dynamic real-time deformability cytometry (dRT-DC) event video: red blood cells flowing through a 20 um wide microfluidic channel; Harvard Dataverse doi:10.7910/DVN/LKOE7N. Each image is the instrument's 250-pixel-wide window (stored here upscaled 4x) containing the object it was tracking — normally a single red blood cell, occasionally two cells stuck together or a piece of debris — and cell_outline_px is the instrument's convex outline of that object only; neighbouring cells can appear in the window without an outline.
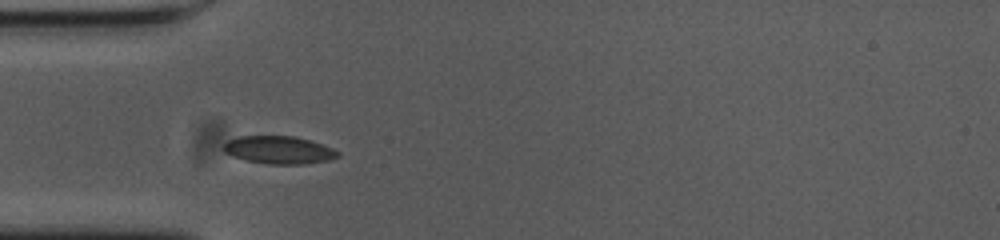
{"species": "common noctule bat (a hibernating species)", "species_latin": "Nyctalus noctula", "temperature_condition": "cold", "stored_images_in_passage": 40, "camera_frame_rate_fps": 3000, "um_per_image_px": 0.085, "animal": {"sex": "female", "body_mass_g": 23.0, "forearm_length_mm": 53.4}, "frame": {"image": 1, "passage_image": 1, "time_ms": 0.0, "image_size_px": [1000, 240], "cell_outline_px": [[340, 156], [328, 160], [304, 164], [268, 164], [248, 160], [232, 156], [224, 152], [224, 144], [228, 140], [236, 136], [296, 136], [332, 148], [340, 152]], "centroid_in_image_um": [23.7, 12.74], "position_along_channel_um": 61.3, "area_um2": 18.38}}
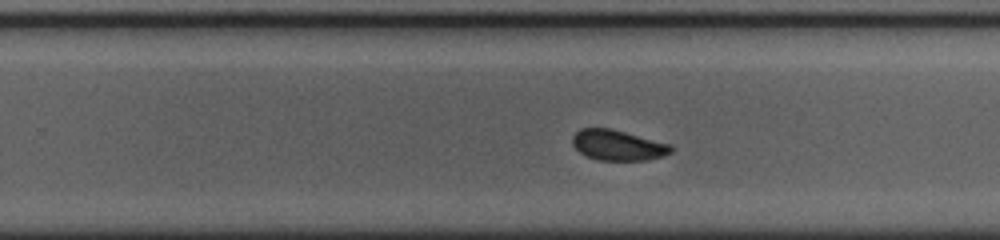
{"frame": {"image": 2, "passage_image": 19, "time_ms": 6.0, "image_size_px": [1000, 240], "cell_outline_px": [[672, 152], [664, 156], [648, 160], [596, 160], [584, 156], [572, 144], [572, 136], [580, 128], [608, 128], [672, 144]], "centroid_in_image_um": [52.51, 12.35], "position_along_channel_um": 277.3, "area_um2": 17.57}}
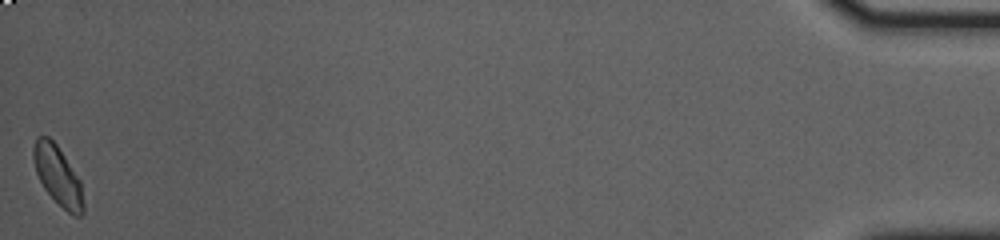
{"frame": {"image": 3, "passage_image": 40, "time_ms": 13.0, "image_size_px": [1000, 240], "cell_outline_px": [[84, 212], [80, 216], [72, 216], [44, 188], [36, 172], [32, 156], [32, 148], [36, 136], [48, 136], [56, 144], [80, 180], [84, 204]], "centroid_in_image_um": [4.9, 14.92], "position_along_channel_um": 430.3, "area_um2": 17.05}, "authors_computed_cell_mechanics": {"area_um2": 17.8891, "velocity_mm_per_s": 3.628, "shape_relaxation_time_tau1_ms": 2.9656, "shape_relaxation_time_tau2_ms": 1.5886, "deformation_change_tau1": 0.0764, "deformation_change_tau2": 0.0514}}